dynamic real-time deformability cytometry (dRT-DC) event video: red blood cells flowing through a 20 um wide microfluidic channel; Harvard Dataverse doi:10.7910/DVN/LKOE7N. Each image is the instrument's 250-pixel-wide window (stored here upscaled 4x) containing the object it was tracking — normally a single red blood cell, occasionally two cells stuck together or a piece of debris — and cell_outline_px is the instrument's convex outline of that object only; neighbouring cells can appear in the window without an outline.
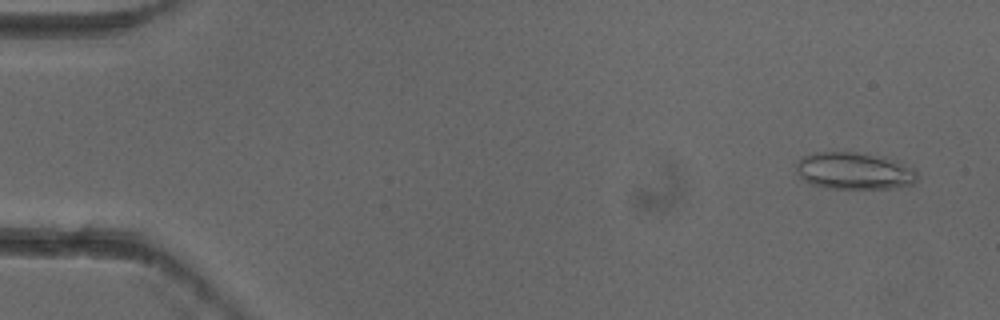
{"species": "common noctule bat (a hibernating species)", "species_latin": "Nyctalus noctula", "temperature_condition": "cold", "stored_images_in_passage": 5, "camera_frame_rate_fps": 3000, "um_per_image_px": 0.085, "animal": {"sex": "female"}, "frame": {"image": 1, "passage_image": 1, "time_ms": 0.0, "image_size_px": [1000, 320], "cell_outline_px": [[916, 180], [912, 184], [892, 188], [828, 188], [812, 184], [804, 180], [800, 176], [796, 168], [796, 164], [800, 156], [816, 152], [852, 152], [884, 156], [896, 160], [916, 168]], "centroid_in_image_um": [72.61, 14.51], "position_along_channel_um": 12.4, "area_um2": 26.24}}